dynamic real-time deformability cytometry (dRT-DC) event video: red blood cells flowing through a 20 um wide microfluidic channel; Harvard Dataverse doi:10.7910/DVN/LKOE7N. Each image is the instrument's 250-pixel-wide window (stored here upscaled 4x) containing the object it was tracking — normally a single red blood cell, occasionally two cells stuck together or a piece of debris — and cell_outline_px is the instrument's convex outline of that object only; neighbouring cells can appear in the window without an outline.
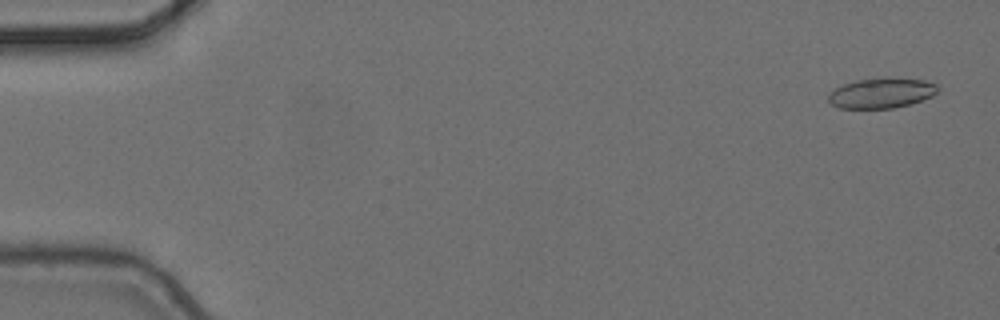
{"species": "common noctule bat (a hibernating species)", "species_latin": "Nyctalus noctula", "temperature_condition": "cold", "stored_images_in_passage": 5, "camera_frame_rate_fps": 3000, "um_per_image_px": 0.085, "animal": {"sex": "female", "body_mass_g": 24.6, "forearm_length_mm": 56.2}, "frame": {"image": 1, "passage_image": 1, "time_ms": 0.0, "image_size_px": [1000, 320], "cell_outline_px": [[936, 92], [932, 96], [908, 104], [892, 108], [840, 108], [832, 104], [828, 100], [828, 96], [836, 88], [844, 84], [856, 80], [924, 80], [936, 84]], "centroid_in_image_um": [74.88, 7.95], "position_along_channel_um": 10.1, "area_um2": 18.15}}
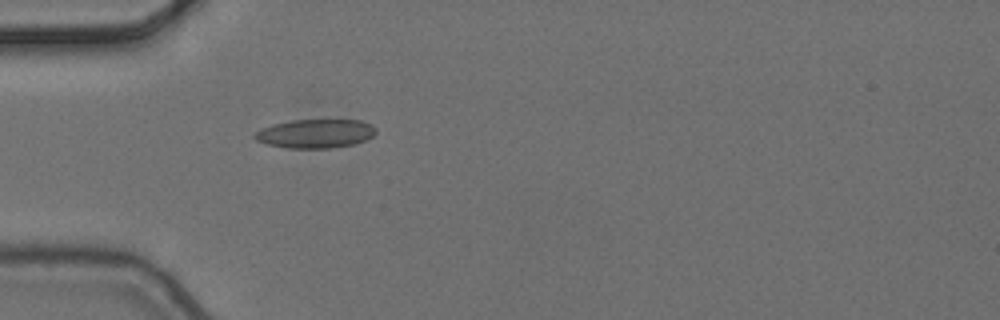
{"frame": {"image": 2, "passage_image": 5, "time_ms": 1.333, "image_size_px": [1000, 320], "cell_outline_px": [[376, 132], [372, 136], [364, 140], [352, 144], [332, 148], [288, 148], [268, 144], [256, 140], [252, 136], [260, 128], [272, 124], [292, 120], [360, 120], [372, 124], [376, 128]], "centroid_in_image_um": [26.79, 11.35], "position_along_channel_um": 58.2, "area_um2": 20.35}}